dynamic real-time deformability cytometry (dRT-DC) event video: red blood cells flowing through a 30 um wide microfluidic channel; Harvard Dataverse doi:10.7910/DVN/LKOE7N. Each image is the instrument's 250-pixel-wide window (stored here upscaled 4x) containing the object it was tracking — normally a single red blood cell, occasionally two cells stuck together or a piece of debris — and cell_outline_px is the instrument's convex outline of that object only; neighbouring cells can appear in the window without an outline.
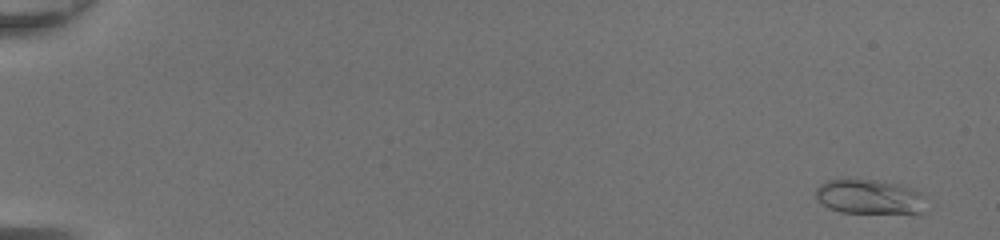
{"species": "common noctule bat (a hibernating species)", "species_latin": "Nyctalus noctula", "temperature_condition": "room temperature", "stored_images_in_passage": 50, "camera_frame_rate_fps": 3000, "um_per_image_px": 0.085, "animal": {"sex": "female", "body_mass_g": 20.0, "forearm_length_mm": 54.0}, "frame": {"image": 1, "passage_image": 3, "time_ms": 0.667, "image_size_px": [1000, 240], "cell_outline_px": [[924, 196], [920, 212], [840, 212], [828, 208], [816, 196], [816, 188], [820, 184], [828, 180], [848, 176], [876, 180], [896, 184], [912, 188], [920, 192]], "centroid_in_image_um": [73.8, 16.66], "position_along_channel_um": 11.2, "area_um2": 22.14}}
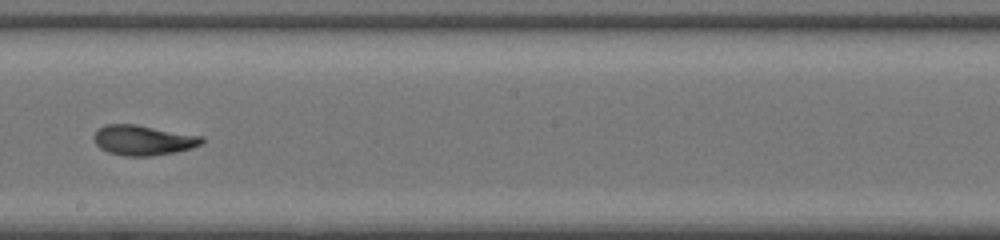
{"frame": {"image": 2, "passage_image": 31, "time_ms": 10.0, "image_size_px": [1000, 240], "cell_outline_px": [[204, 140], [200, 144], [192, 148], [176, 152], [152, 156], [124, 156], [108, 152], [100, 148], [96, 144], [92, 136], [104, 124], [136, 124], [204, 136]], "centroid_in_image_um": [12.18, 11.91], "position_along_channel_um": 236.0, "area_um2": 19.07}}
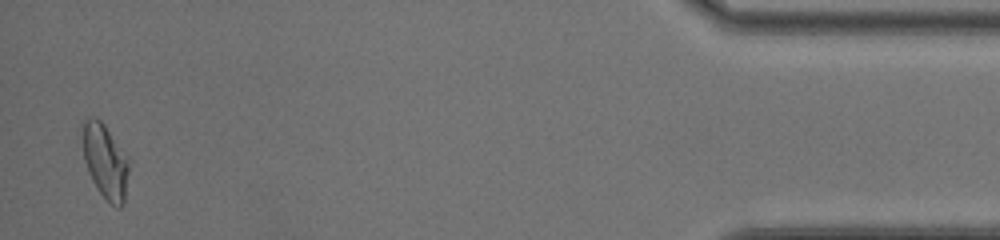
{"frame": {"image": 3, "passage_image": 49, "time_ms": 16.0, "image_size_px": [1000, 240], "cell_outline_px": [[128, 172], [124, 204], [120, 208], [116, 208], [96, 188], [88, 172], [84, 160], [80, 124], [88, 116], [96, 116], [104, 124], [128, 156]], "centroid_in_image_um": [8.91, 13.65], "position_along_channel_um": 426.3, "area_um2": 20.46}, "authors_computed_cell_mechanics": {"area_um2": 19.1896, "velocity_mm_per_s": 4.3928, "shape_relaxation_time_tau1_ms": 6.2234, "shape_relaxation_time_tau2_ms": 1.182, "deformation_change_tau1": 0.2048, "deformation_change_tau2": 0.0583}}